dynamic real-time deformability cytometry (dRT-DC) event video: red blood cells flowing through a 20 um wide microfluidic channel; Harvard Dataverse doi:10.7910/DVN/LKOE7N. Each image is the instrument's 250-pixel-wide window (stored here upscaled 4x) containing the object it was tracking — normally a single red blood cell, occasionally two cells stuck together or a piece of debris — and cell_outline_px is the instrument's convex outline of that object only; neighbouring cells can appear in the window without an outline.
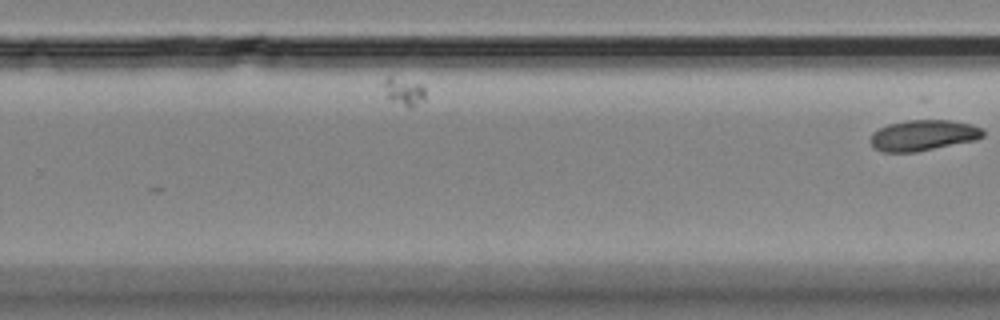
{"species": "Egyptian fruit bat (a non-hibernating species)", "species_latin": "Rousettus aegyptiacus", "temperature_condition": "room temperature", "stored_images_in_passage": 24, "camera_frame_rate_fps": 3000, "um_per_image_px": 0.085, "animal": {"sex": "female"}, "frame": {"image": 1, "passage_image": 24, "time_ms": 7.667, "image_size_px": [1000, 320], "cell_outline_px": [[984, 136], [976, 140], [916, 152], [884, 152], [876, 148], [868, 140], [872, 132], [888, 124], [920, 116], [924, 116], [952, 120], [972, 124], [980, 128], [984, 132]], "centroid_in_image_um": [78.47, 11.44], "position_along_channel_um": 251.3, "area_um2": 21.04}}